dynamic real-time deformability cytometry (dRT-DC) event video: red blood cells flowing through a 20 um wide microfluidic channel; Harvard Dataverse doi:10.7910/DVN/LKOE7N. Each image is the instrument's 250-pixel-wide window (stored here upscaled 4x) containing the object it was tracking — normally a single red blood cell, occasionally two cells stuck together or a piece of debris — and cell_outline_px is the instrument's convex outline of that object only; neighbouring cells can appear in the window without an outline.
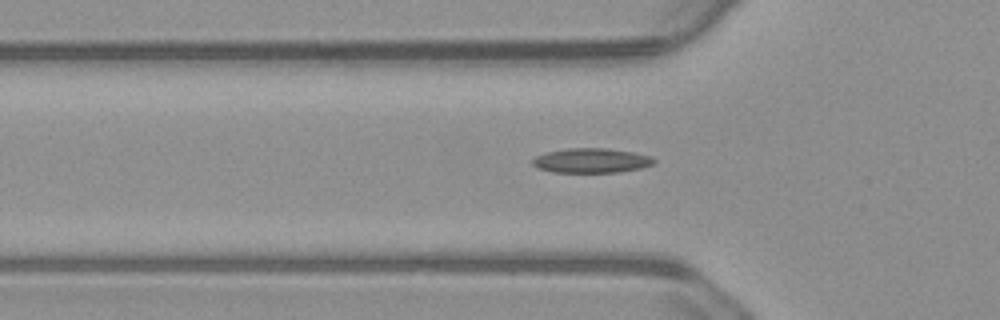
{"species": "common noctule bat (a hibernating species)", "species_latin": "Nyctalus noctula", "temperature_condition": "warm", "stored_images_in_passage": 42, "camera_frame_rate_fps": 3000, "um_per_image_px": 0.085, "animal": {"sex": "male", "body_mass_g": 23.1, "forearm_length_mm": 52.7}, "frame": {"image": 1, "passage_image": 5, "time_ms": 1.333, "image_size_px": [1000, 320], "cell_outline_px": [[656, 160], [652, 164], [640, 168], [616, 172], [552, 172], [540, 168], [532, 164], [532, 160], [536, 156], [544, 152], [568, 148], [604, 148], [632, 152], [648, 156]], "centroid_in_image_um": [50.21, 13.64], "position_along_channel_um": 75.6, "area_um2": 17.17}}
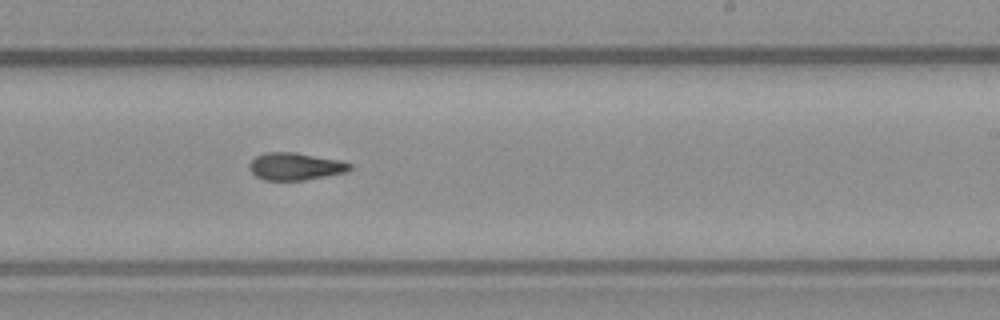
{"frame": {"image": 2, "passage_image": 20, "time_ms": 6.333, "image_size_px": [1000, 320], "cell_outline_px": [[352, 168], [348, 172], [304, 180], [264, 180], [256, 176], [252, 172], [248, 164], [256, 156], [264, 152], [296, 152], [340, 160], [352, 164]], "centroid_in_image_um": [25.12, 14.14], "position_along_channel_um": 263.9, "area_um2": 16.13}}
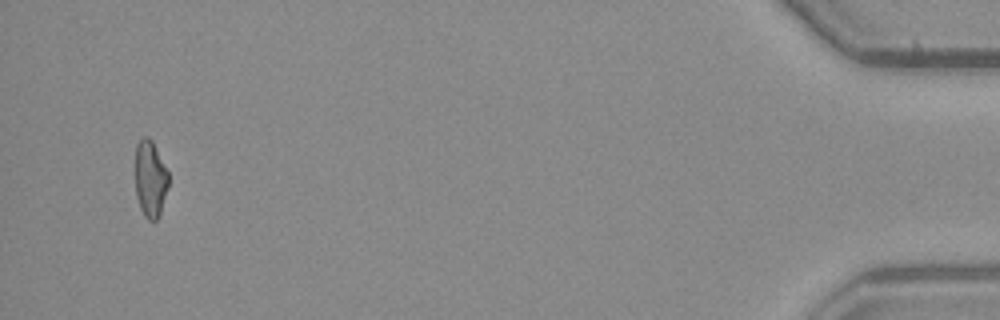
{"frame": {"image": 3, "passage_image": 40, "time_ms": 13.0, "image_size_px": [1000, 320], "cell_outline_px": [[168, 188], [160, 216], [156, 220], [148, 220], [144, 216], [140, 208], [136, 196], [136, 144], [144, 136], [148, 136], [152, 140], [168, 172]], "centroid_in_image_um": [12.78, 15.23], "position_along_channel_um": 422.4, "area_um2": 14.91}}